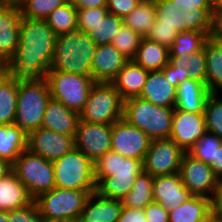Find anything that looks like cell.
<instances>
[{"label":"cell","instance_id":"1","mask_svg":"<svg viewBox=\"0 0 222 222\" xmlns=\"http://www.w3.org/2000/svg\"><path fill=\"white\" fill-rule=\"evenodd\" d=\"M56 37L45 20L22 16L18 47L6 63V74L17 84L44 80L50 70Z\"/></svg>","mask_w":222,"mask_h":222},{"label":"cell","instance_id":"16","mask_svg":"<svg viewBox=\"0 0 222 222\" xmlns=\"http://www.w3.org/2000/svg\"><path fill=\"white\" fill-rule=\"evenodd\" d=\"M74 147V136L60 134L43 127L28 134L27 149L48 161L60 159Z\"/></svg>","mask_w":222,"mask_h":222},{"label":"cell","instance_id":"7","mask_svg":"<svg viewBox=\"0 0 222 222\" xmlns=\"http://www.w3.org/2000/svg\"><path fill=\"white\" fill-rule=\"evenodd\" d=\"M50 98L46 78L40 82L18 84L14 123L27 135L39 129Z\"/></svg>","mask_w":222,"mask_h":222},{"label":"cell","instance_id":"19","mask_svg":"<svg viewBox=\"0 0 222 222\" xmlns=\"http://www.w3.org/2000/svg\"><path fill=\"white\" fill-rule=\"evenodd\" d=\"M130 60L112 44L98 45L91 62L95 82H111Z\"/></svg>","mask_w":222,"mask_h":222},{"label":"cell","instance_id":"21","mask_svg":"<svg viewBox=\"0 0 222 222\" xmlns=\"http://www.w3.org/2000/svg\"><path fill=\"white\" fill-rule=\"evenodd\" d=\"M79 120V113L68 109L60 101L50 98L41 127L60 134L75 136Z\"/></svg>","mask_w":222,"mask_h":222},{"label":"cell","instance_id":"49","mask_svg":"<svg viewBox=\"0 0 222 222\" xmlns=\"http://www.w3.org/2000/svg\"><path fill=\"white\" fill-rule=\"evenodd\" d=\"M77 9L107 7L108 0H69Z\"/></svg>","mask_w":222,"mask_h":222},{"label":"cell","instance_id":"52","mask_svg":"<svg viewBox=\"0 0 222 222\" xmlns=\"http://www.w3.org/2000/svg\"><path fill=\"white\" fill-rule=\"evenodd\" d=\"M175 4L198 5V8H212V0H172Z\"/></svg>","mask_w":222,"mask_h":222},{"label":"cell","instance_id":"27","mask_svg":"<svg viewBox=\"0 0 222 222\" xmlns=\"http://www.w3.org/2000/svg\"><path fill=\"white\" fill-rule=\"evenodd\" d=\"M28 135L15 123L0 125V158L13 164L27 150Z\"/></svg>","mask_w":222,"mask_h":222},{"label":"cell","instance_id":"53","mask_svg":"<svg viewBox=\"0 0 222 222\" xmlns=\"http://www.w3.org/2000/svg\"><path fill=\"white\" fill-rule=\"evenodd\" d=\"M12 171V164L7 160L0 158V179Z\"/></svg>","mask_w":222,"mask_h":222},{"label":"cell","instance_id":"25","mask_svg":"<svg viewBox=\"0 0 222 222\" xmlns=\"http://www.w3.org/2000/svg\"><path fill=\"white\" fill-rule=\"evenodd\" d=\"M149 71L130 60L111 81L123 100L139 97Z\"/></svg>","mask_w":222,"mask_h":222},{"label":"cell","instance_id":"10","mask_svg":"<svg viewBox=\"0 0 222 222\" xmlns=\"http://www.w3.org/2000/svg\"><path fill=\"white\" fill-rule=\"evenodd\" d=\"M12 171L33 199L55 187L53 162L31 153L28 149L12 164Z\"/></svg>","mask_w":222,"mask_h":222},{"label":"cell","instance_id":"12","mask_svg":"<svg viewBox=\"0 0 222 222\" xmlns=\"http://www.w3.org/2000/svg\"><path fill=\"white\" fill-rule=\"evenodd\" d=\"M179 174L182 183L193 196L213 199L220 180L209 164L200 161L187 152L184 153Z\"/></svg>","mask_w":222,"mask_h":222},{"label":"cell","instance_id":"56","mask_svg":"<svg viewBox=\"0 0 222 222\" xmlns=\"http://www.w3.org/2000/svg\"><path fill=\"white\" fill-rule=\"evenodd\" d=\"M6 61L0 57V76L6 74Z\"/></svg>","mask_w":222,"mask_h":222},{"label":"cell","instance_id":"44","mask_svg":"<svg viewBox=\"0 0 222 222\" xmlns=\"http://www.w3.org/2000/svg\"><path fill=\"white\" fill-rule=\"evenodd\" d=\"M8 216L11 222H45L34 201L25 207L9 211Z\"/></svg>","mask_w":222,"mask_h":222},{"label":"cell","instance_id":"6","mask_svg":"<svg viewBox=\"0 0 222 222\" xmlns=\"http://www.w3.org/2000/svg\"><path fill=\"white\" fill-rule=\"evenodd\" d=\"M55 187L67 190L96 191L93 162L74 147L63 157L53 161Z\"/></svg>","mask_w":222,"mask_h":222},{"label":"cell","instance_id":"51","mask_svg":"<svg viewBox=\"0 0 222 222\" xmlns=\"http://www.w3.org/2000/svg\"><path fill=\"white\" fill-rule=\"evenodd\" d=\"M215 176L222 181V145L216 148L215 163L211 164Z\"/></svg>","mask_w":222,"mask_h":222},{"label":"cell","instance_id":"57","mask_svg":"<svg viewBox=\"0 0 222 222\" xmlns=\"http://www.w3.org/2000/svg\"><path fill=\"white\" fill-rule=\"evenodd\" d=\"M0 222H11L8 216V212L0 211Z\"/></svg>","mask_w":222,"mask_h":222},{"label":"cell","instance_id":"26","mask_svg":"<svg viewBox=\"0 0 222 222\" xmlns=\"http://www.w3.org/2000/svg\"><path fill=\"white\" fill-rule=\"evenodd\" d=\"M33 201L27 188L13 171L0 179V211L9 212L25 207Z\"/></svg>","mask_w":222,"mask_h":222},{"label":"cell","instance_id":"54","mask_svg":"<svg viewBox=\"0 0 222 222\" xmlns=\"http://www.w3.org/2000/svg\"><path fill=\"white\" fill-rule=\"evenodd\" d=\"M202 222H222V217L211 211Z\"/></svg>","mask_w":222,"mask_h":222},{"label":"cell","instance_id":"55","mask_svg":"<svg viewBox=\"0 0 222 222\" xmlns=\"http://www.w3.org/2000/svg\"><path fill=\"white\" fill-rule=\"evenodd\" d=\"M212 14H222V0H212Z\"/></svg>","mask_w":222,"mask_h":222},{"label":"cell","instance_id":"14","mask_svg":"<svg viewBox=\"0 0 222 222\" xmlns=\"http://www.w3.org/2000/svg\"><path fill=\"white\" fill-rule=\"evenodd\" d=\"M151 139L124 119L112 124L111 150L125 158L144 160Z\"/></svg>","mask_w":222,"mask_h":222},{"label":"cell","instance_id":"4","mask_svg":"<svg viewBox=\"0 0 222 222\" xmlns=\"http://www.w3.org/2000/svg\"><path fill=\"white\" fill-rule=\"evenodd\" d=\"M98 45L79 29L58 35L50 70L92 76L91 62Z\"/></svg>","mask_w":222,"mask_h":222},{"label":"cell","instance_id":"48","mask_svg":"<svg viewBox=\"0 0 222 222\" xmlns=\"http://www.w3.org/2000/svg\"><path fill=\"white\" fill-rule=\"evenodd\" d=\"M212 30L210 38L215 42L222 43V14H212Z\"/></svg>","mask_w":222,"mask_h":222},{"label":"cell","instance_id":"20","mask_svg":"<svg viewBox=\"0 0 222 222\" xmlns=\"http://www.w3.org/2000/svg\"><path fill=\"white\" fill-rule=\"evenodd\" d=\"M21 18L18 5H6L0 11V57L6 62L14 56L17 50Z\"/></svg>","mask_w":222,"mask_h":222},{"label":"cell","instance_id":"37","mask_svg":"<svg viewBox=\"0 0 222 222\" xmlns=\"http://www.w3.org/2000/svg\"><path fill=\"white\" fill-rule=\"evenodd\" d=\"M123 24V18L108 14L88 34L97 45L111 44Z\"/></svg>","mask_w":222,"mask_h":222},{"label":"cell","instance_id":"3","mask_svg":"<svg viewBox=\"0 0 222 222\" xmlns=\"http://www.w3.org/2000/svg\"><path fill=\"white\" fill-rule=\"evenodd\" d=\"M96 193L100 196L122 200L133 188L137 176L143 171V161L125 158L112 150L94 163Z\"/></svg>","mask_w":222,"mask_h":222},{"label":"cell","instance_id":"38","mask_svg":"<svg viewBox=\"0 0 222 222\" xmlns=\"http://www.w3.org/2000/svg\"><path fill=\"white\" fill-rule=\"evenodd\" d=\"M68 1L69 0H20L18 6L23 17L45 20L54 9Z\"/></svg>","mask_w":222,"mask_h":222},{"label":"cell","instance_id":"39","mask_svg":"<svg viewBox=\"0 0 222 222\" xmlns=\"http://www.w3.org/2000/svg\"><path fill=\"white\" fill-rule=\"evenodd\" d=\"M222 145V140L216 135L206 132L187 152L194 158L206 164L215 163L216 148Z\"/></svg>","mask_w":222,"mask_h":222},{"label":"cell","instance_id":"46","mask_svg":"<svg viewBox=\"0 0 222 222\" xmlns=\"http://www.w3.org/2000/svg\"><path fill=\"white\" fill-rule=\"evenodd\" d=\"M143 210L148 222H169L168 210L159 203L151 202Z\"/></svg>","mask_w":222,"mask_h":222},{"label":"cell","instance_id":"50","mask_svg":"<svg viewBox=\"0 0 222 222\" xmlns=\"http://www.w3.org/2000/svg\"><path fill=\"white\" fill-rule=\"evenodd\" d=\"M212 211L222 217V181L219 182L214 198L212 199Z\"/></svg>","mask_w":222,"mask_h":222},{"label":"cell","instance_id":"13","mask_svg":"<svg viewBox=\"0 0 222 222\" xmlns=\"http://www.w3.org/2000/svg\"><path fill=\"white\" fill-rule=\"evenodd\" d=\"M184 153L171 139H153L143 160V171L152 177L178 173Z\"/></svg>","mask_w":222,"mask_h":222},{"label":"cell","instance_id":"15","mask_svg":"<svg viewBox=\"0 0 222 222\" xmlns=\"http://www.w3.org/2000/svg\"><path fill=\"white\" fill-rule=\"evenodd\" d=\"M112 124L89 123L79 120L74 136L75 147L93 163L111 150Z\"/></svg>","mask_w":222,"mask_h":222},{"label":"cell","instance_id":"40","mask_svg":"<svg viewBox=\"0 0 222 222\" xmlns=\"http://www.w3.org/2000/svg\"><path fill=\"white\" fill-rule=\"evenodd\" d=\"M190 54L169 55V63L161 70L167 80L178 87V85L189 78Z\"/></svg>","mask_w":222,"mask_h":222},{"label":"cell","instance_id":"8","mask_svg":"<svg viewBox=\"0 0 222 222\" xmlns=\"http://www.w3.org/2000/svg\"><path fill=\"white\" fill-rule=\"evenodd\" d=\"M124 100L111 82H95L90 89L80 120L113 124L123 119Z\"/></svg>","mask_w":222,"mask_h":222},{"label":"cell","instance_id":"18","mask_svg":"<svg viewBox=\"0 0 222 222\" xmlns=\"http://www.w3.org/2000/svg\"><path fill=\"white\" fill-rule=\"evenodd\" d=\"M152 193L153 202L161 204L167 210L181 206L193 196L182 183L179 172L154 177Z\"/></svg>","mask_w":222,"mask_h":222},{"label":"cell","instance_id":"47","mask_svg":"<svg viewBox=\"0 0 222 222\" xmlns=\"http://www.w3.org/2000/svg\"><path fill=\"white\" fill-rule=\"evenodd\" d=\"M118 222H148L143 209L123 206Z\"/></svg>","mask_w":222,"mask_h":222},{"label":"cell","instance_id":"30","mask_svg":"<svg viewBox=\"0 0 222 222\" xmlns=\"http://www.w3.org/2000/svg\"><path fill=\"white\" fill-rule=\"evenodd\" d=\"M211 211V199L192 196L181 206L168 210L169 222H202Z\"/></svg>","mask_w":222,"mask_h":222},{"label":"cell","instance_id":"58","mask_svg":"<svg viewBox=\"0 0 222 222\" xmlns=\"http://www.w3.org/2000/svg\"><path fill=\"white\" fill-rule=\"evenodd\" d=\"M0 3H3L4 5H18L19 0H0Z\"/></svg>","mask_w":222,"mask_h":222},{"label":"cell","instance_id":"36","mask_svg":"<svg viewBox=\"0 0 222 222\" xmlns=\"http://www.w3.org/2000/svg\"><path fill=\"white\" fill-rule=\"evenodd\" d=\"M204 117L208 133L222 140V98L219 93H211L205 103Z\"/></svg>","mask_w":222,"mask_h":222},{"label":"cell","instance_id":"5","mask_svg":"<svg viewBox=\"0 0 222 222\" xmlns=\"http://www.w3.org/2000/svg\"><path fill=\"white\" fill-rule=\"evenodd\" d=\"M173 114V108L161 107L139 97L124 100L123 119L151 140L169 139Z\"/></svg>","mask_w":222,"mask_h":222},{"label":"cell","instance_id":"33","mask_svg":"<svg viewBox=\"0 0 222 222\" xmlns=\"http://www.w3.org/2000/svg\"><path fill=\"white\" fill-rule=\"evenodd\" d=\"M18 84L7 74L0 76V125L15 121Z\"/></svg>","mask_w":222,"mask_h":222},{"label":"cell","instance_id":"59","mask_svg":"<svg viewBox=\"0 0 222 222\" xmlns=\"http://www.w3.org/2000/svg\"><path fill=\"white\" fill-rule=\"evenodd\" d=\"M45 222H77L76 219H56V220H48Z\"/></svg>","mask_w":222,"mask_h":222},{"label":"cell","instance_id":"41","mask_svg":"<svg viewBox=\"0 0 222 222\" xmlns=\"http://www.w3.org/2000/svg\"><path fill=\"white\" fill-rule=\"evenodd\" d=\"M142 37L123 24L117 34L114 36L111 44L115 46L121 54L132 60L135 55Z\"/></svg>","mask_w":222,"mask_h":222},{"label":"cell","instance_id":"32","mask_svg":"<svg viewBox=\"0 0 222 222\" xmlns=\"http://www.w3.org/2000/svg\"><path fill=\"white\" fill-rule=\"evenodd\" d=\"M153 179L149 173L142 171L136 178L131 191L121 200L122 205L128 208L144 209L153 202Z\"/></svg>","mask_w":222,"mask_h":222},{"label":"cell","instance_id":"9","mask_svg":"<svg viewBox=\"0 0 222 222\" xmlns=\"http://www.w3.org/2000/svg\"><path fill=\"white\" fill-rule=\"evenodd\" d=\"M51 98L60 101L68 109L80 113L87 101L90 89L95 81L92 76H83L49 70L46 76Z\"/></svg>","mask_w":222,"mask_h":222},{"label":"cell","instance_id":"35","mask_svg":"<svg viewBox=\"0 0 222 222\" xmlns=\"http://www.w3.org/2000/svg\"><path fill=\"white\" fill-rule=\"evenodd\" d=\"M209 36L199 31L179 32L174 43L168 48L169 55H184L200 51Z\"/></svg>","mask_w":222,"mask_h":222},{"label":"cell","instance_id":"31","mask_svg":"<svg viewBox=\"0 0 222 222\" xmlns=\"http://www.w3.org/2000/svg\"><path fill=\"white\" fill-rule=\"evenodd\" d=\"M154 0H141L140 3L123 18L124 24L145 38L155 22Z\"/></svg>","mask_w":222,"mask_h":222},{"label":"cell","instance_id":"23","mask_svg":"<svg viewBox=\"0 0 222 222\" xmlns=\"http://www.w3.org/2000/svg\"><path fill=\"white\" fill-rule=\"evenodd\" d=\"M122 207L121 200L106 198L94 192L88 196L80 220L82 222H118Z\"/></svg>","mask_w":222,"mask_h":222},{"label":"cell","instance_id":"11","mask_svg":"<svg viewBox=\"0 0 222 222\" xmlns=\"http://www.w3.org/2000/svg\"><path fill=\"white\" fill-rule=\"evenodd\" d=\"M89 194L81 190L54 187L34 199L38 211L45 221L56 219H80Z\"/></svg>","mask_w":222,"mask_h":222},{"label":"cell","instance_id":"34","mask_svg":"<svg viewBox=\"0 0 222 222\" xmlns=\"http://www.w3.org/2000/svg\"><path fill=\"white\" fill-rule=\"evenodd\" d=\"M45 21L56 36L76 30L77 8L68 1L54 9Z\"/></svg>","mask_w":222,"mask_h":222},{"label":"cell","instance_id":"28","mask_svg":"<svg viewBox=\"0 0 222 222\" xmlns=\"http://www.w3.org/2000/svg\"><path fill=\"white\" fill-rule=\"evenodd\" d=\"M132 61L147 71H160L169 63L168 48L142 38Z\"/></svg>","mask_w":222,"mask_h":222},{"label":"cell","instance_id":"43","mask_svg":"<svg viewBox=\"0 0 222 222\" xmlns=\"http://www.w3.org/2000/svg\"><path fill=\"white\" fill-rule=\"evenodd\" d=\"M189 67V78L196 79L206 84V58L204 46L200 51L190 54Z\"/></svg>","mask_w":222,"mask_h":222},{"label":"cell","instance_id":"60","mask_svg":"<svg viewBox=\"0 0 222 222\" xmlns=\"http://www.w3.org/2000/svg\"><path fill=\"white\" fill-rule=\"evenodd\" d=\"M6 5H4L3 3H0V11L5 7Z\"/></svg>","mask_w":222,"mask_h":222},{"label":"cell","instance_id":"45","mask_svg":"<svg viewBox=\"0 0 222 222\" xmlns=\"http://www.w3.org/2000/svg\"><path fill=\"white\" fill-rule=\"evenodd\" d=\"M141 0H108L107 10L109 14L124 18Z\"/></svg>","mask_w":222,"mask_h":222},{"label":"cell","instance_id":"17","mask_svg":"<svg viewBox=\"0 0 222 222\" xmlns=\"http://www.w3.org/2000/svg\"><path fill=\"white\" fill-rule=\"evenodd\" d=\"M206 132L204 113L174 110L169 139L173 140L184 152H188Z\"/></svg>","mask_w":222,"mask_h":222},{"label":"cell","instance_id":"29","mask_svg":"<svg viewBox=\"0 0 222 222\" xmlns=\"http://www.w3.org/2000/svg\"><path fill=\"white\" fill-rule=\"evenodd\" d=\"M206 58V86L210 93L222 92V43L210 37L204 44Z\"/></svg>","mask_w":222,"mask_h":222},{"label":"cell","instance_id":"2","mask_svg":"<svg viewBox=\"0 0 222 222\" xmlns=\"http://www.w3.org/2000/svg\"><path fill=\"white\" fill-rule=\"evenodd\" d=\"M156 19L145 38L169 48L179 32L199 31L210 36L212 8L175 4L172 0H154Z\"/></svg>","mask_w":222,"mask_h":222},{"label":"cell","instance_id":"24","mask_svg":"<svg viewBox=\"0 0 222 222\" xmlns=\"http://www.w3.org/2000/svg\"><path fill=\"white\" fill-rule=\"evenodd\" d=\"M210 94L206 84L196 79L188 78L177 87L174 110L204 113L205 103Z\"/></svg>","mask_w":222,"mask_h":222},{"label":"cell","instance_id":"42","mask_svg":"<svg viewBox=\"0 0 222 222\" xmlns=\"http://www.w3.org/2000/svg\"><path fill=\"white\" fill-rule=\"evenodd\" d=\"M109 14L107 7L77 9V26L82 32L89 33Z\"/></svg>","mask_w":222,"mask_h":222},{"label":"cell","instance_id":"22","mask_svg":"<svg viewBox=\"0 0 222 222\" xmlns=\"http://www.w3.org/2000/svg\"><path fill=\"white\" fill-rule=\"evenodd\" d=\"M177 87L172 85L162 71H149L139 98L165 108H175Z\"/></svg>","mask_w":222,"mask_h":222}]
</instances>
